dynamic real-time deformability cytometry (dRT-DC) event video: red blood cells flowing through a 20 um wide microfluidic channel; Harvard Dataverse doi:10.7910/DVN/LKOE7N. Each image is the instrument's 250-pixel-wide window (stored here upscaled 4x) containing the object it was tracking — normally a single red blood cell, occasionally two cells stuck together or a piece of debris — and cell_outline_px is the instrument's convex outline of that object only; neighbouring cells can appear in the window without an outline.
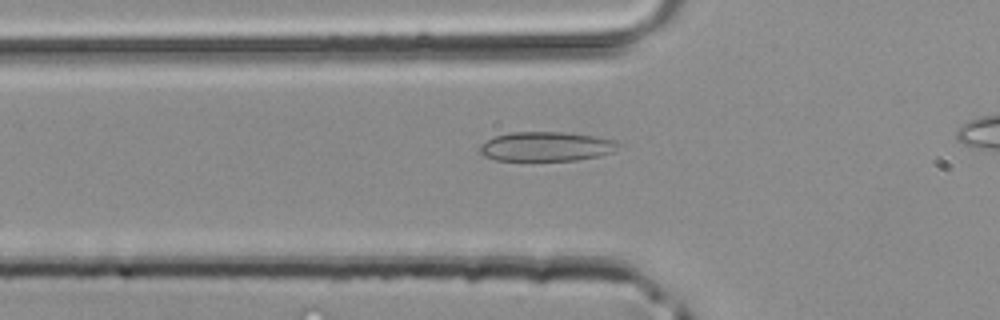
{"species": "common noctule bat (a hibernating species)", "species_latin": "Nyctalus noctula", "temperature_condition": "room temperature", "stored_images_in_passage": 30, "camera_frame_rate_fps": 3000, "um_per_image_px": 0.085, "animal": {"sex": "male", "body_mass_g": 20.4}, "frame": {"image": 1, "passage_image": 7, "time_ms": 2.0, "image_size_px": [1000, 320], "cell_outline_px": [[620, 144], [612, 152], [600, 156], [576, 160], [496, 160], [484, 156], [480, 152], [480, 144], [496, 136], [512, 132], [560, 132], [592, 136], [616, 140]], "centroid_in_image_um": [46.43, 12.45], "position_along_channel_um": 79.4, "area_um2": 23.47}}
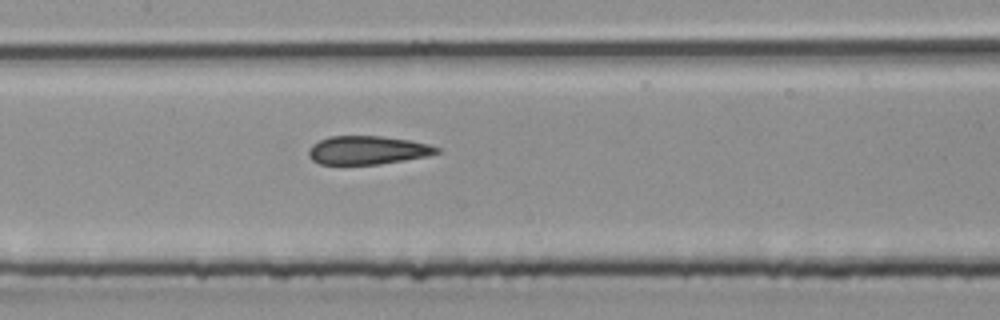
{"frame": {"image": 2, "passage_image": 13, "time_ms": 4.0, "image_size_px": [1000, 320], "cell_outline_px": [[440, 152], [428, 156], [380, 164], [320, 164], [312, 160], [308, 156], [308, 152], [312, 144], [328, 136], [380, 136], [408, 140], [428, 144], [440, 148]], "centroid_in_image_um": [31.23, 12.76], "position_along_channel_um": 176.2, "area_um2": 21.21}}
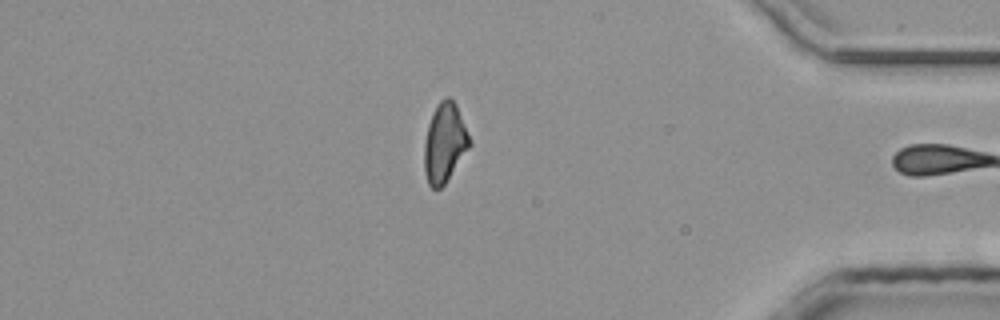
{"frame": {"image": 3, "passage_image": 29, "time_ms": 9.333, "image_size_px": [1000, 320], "cell_outline_px": [[472, 144], [444, 184], [440, 188], [432, 188], [428, 184], [424, 172], [424, 144], [428, 124], [432, 112], [436, 104], [440, 100], [448, 96], [456, 104], [472, 140]], "centroid_in_image_um": [37.79, 12.12], "position_along_channel_um": 397.4, "area_um2": 21.04}}